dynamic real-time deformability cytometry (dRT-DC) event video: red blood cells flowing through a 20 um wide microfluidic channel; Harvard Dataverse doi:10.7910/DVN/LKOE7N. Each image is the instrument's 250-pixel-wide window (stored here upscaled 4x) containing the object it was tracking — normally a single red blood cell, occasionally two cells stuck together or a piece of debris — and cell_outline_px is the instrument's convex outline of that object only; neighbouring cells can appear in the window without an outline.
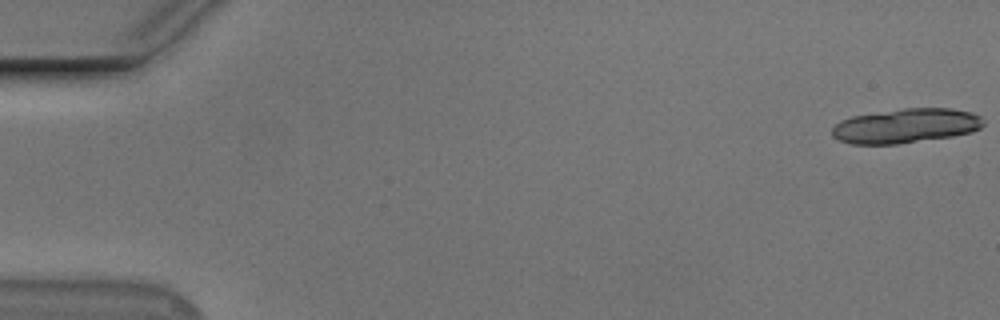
{"species": "Egyptian fruit bat (a non-hibernating species)", "species_latin": "Rousettus aegyptiacus", "temperature_condition": "cold", "stored_images_in_passage": 20, "camera_frame_rate_fps": 3000, "um_per_image_px": 0.085, "animal": {"sex": "male"}, "frame": {"image": 1, "passage_image": 1, "time_ms": 0.0, "image_size_px": [1000, 320], "cell_outline_px": [[984, 124], [980, 128], [972, 132], [952, 136], [896, 144], [852, 144], [840, 140], [832, 136], [832, 128], [840, 120], [852, 116], [904, 108], [952, 108], [972, 112], [980, 116], [984, 120]], "centroid_in_image_um": [77.01, 10.69], "position_along_channel_um": 8.0, "area_um2": 30.4}}